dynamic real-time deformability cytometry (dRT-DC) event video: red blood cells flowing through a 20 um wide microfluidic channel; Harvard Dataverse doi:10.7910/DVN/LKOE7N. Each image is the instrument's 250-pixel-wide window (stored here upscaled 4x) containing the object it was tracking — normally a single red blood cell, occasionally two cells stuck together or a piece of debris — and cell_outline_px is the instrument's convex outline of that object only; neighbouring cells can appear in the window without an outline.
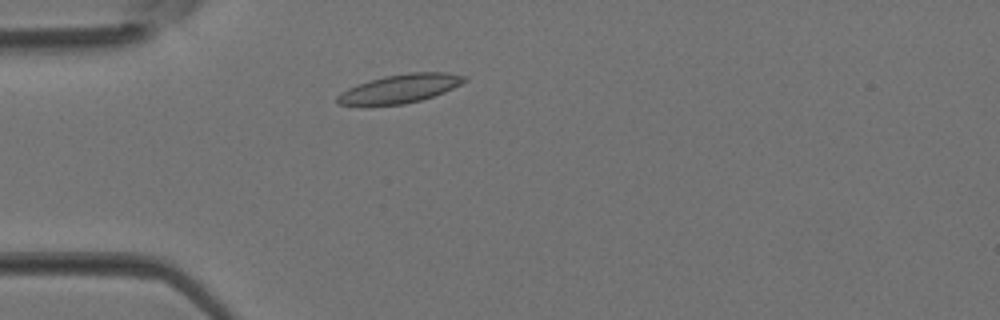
{"species": "Egyptian fruit bat (a non-hibernating species)", "species_latin": "Rousettus aegyptiacus", "temperature_condition": "room temperature", "stored_images_in_passage": 2, "camera_frame_rate_fps": 3000, "um_per_image_px": 0.085, "animal": {"sex": "female"}, "frame": {"image": 1, "passage_image": 2, "time_ms": 0.333, "image_size_px": [1000, 320], "cell_outline_px": [[464, 80], [460, 84], [444, 92], [420, 100], [404, 104], [336, 104], [336, 96], [340, 92], [348, 88], [384, 76], [408, 72], [444, 72], [464, 76]], "centroid_in_image_um": [33.98, 7.52], "position_along_channel_um": 51.0, "area_um2": 20.58}}